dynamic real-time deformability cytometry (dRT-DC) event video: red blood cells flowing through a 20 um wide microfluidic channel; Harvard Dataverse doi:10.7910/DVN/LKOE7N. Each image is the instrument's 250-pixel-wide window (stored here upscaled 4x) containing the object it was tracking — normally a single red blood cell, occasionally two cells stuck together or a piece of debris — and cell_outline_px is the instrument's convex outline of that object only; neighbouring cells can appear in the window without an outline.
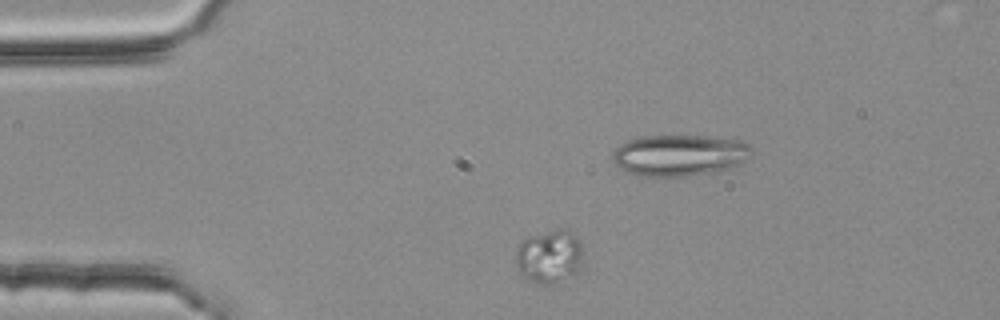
{"species": "common noctule bat (a hibernating species)", "species_latin": "Nyctalus noctula", "temperature_condition": "room temperature", "stored_images_in_passage": 43, "camera_frame_rate_fps": 3000, "um_per_image_px": 0.085, "animal": {"sex": "female", "body_mass_g": 25.1}, "frame": {"image": 1, "passage_image": 3, "time_ms": 0.667, "image_size_px": [1000, 320], "cell_outline_px": [[580, 264], [572, 272], [552, 288], [540, 284], [520, 276], [516, 264], [516, 248], [528, 236], [548, 232], [568, 232], [576, 236], [580, 240]], "centroid_in_image_um": [46.6, 21.87], "position_along_channel_um": 38.4, "area_um2": 20.29}}
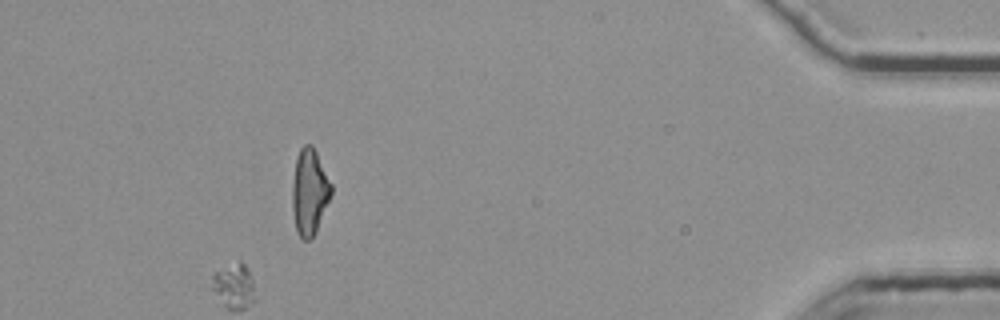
{"frame": {"image": 2, "passage_image": 43, "time_ms": 14.0, "image_size_px": [1000, 320], "cell_outline_px": [[332, 192], [316, 232], [308, 240], [304, 240], [296, 232], [292, 208], [292, 184], [296, 156], [300, 148], [304, 144], [312, 144], [332, 184]], "centroid_in_image_um": [26.29, 16.29], "position_along_channel_um": 408.9, "area_um2": 19.54}}